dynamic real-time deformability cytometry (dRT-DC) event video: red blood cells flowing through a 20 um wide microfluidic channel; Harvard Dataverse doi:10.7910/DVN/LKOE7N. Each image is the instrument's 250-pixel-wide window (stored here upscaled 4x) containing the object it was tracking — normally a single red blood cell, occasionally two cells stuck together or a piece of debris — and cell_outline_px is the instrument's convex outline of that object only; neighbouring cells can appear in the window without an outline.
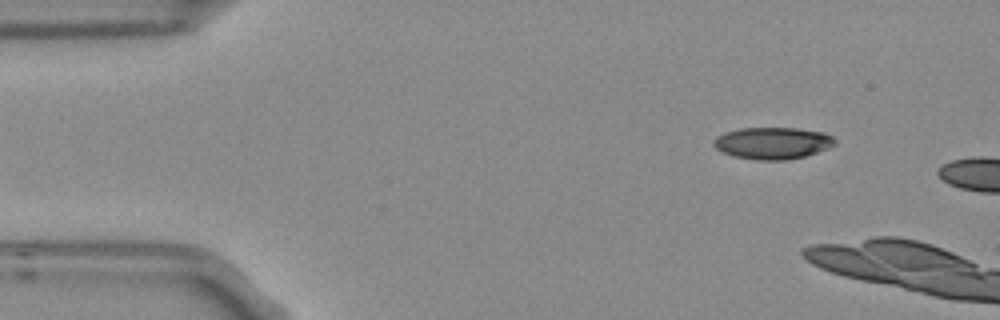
{"species": "Egyptian fruit bat (a non-hibernating species)", "species_latin": "Rousettus aegyptiacus", "temperature_condition": "room temperature", "stored_images_in_passage": 4, "segment_of_instrument_passage": [2, 2], "camera_frame_rate_fps": 3000, "um_per_image_px": 0.085, "frame": {"image": 1, "passage_image": 4, "time_ms": 1.0, "image_size_px": [1000, 320], "cell_outline_px": [[836, 144], [828, 148], [804, 156], [788, 160], [756, 160], [732, 156], [716, 148], [712, 144], [712, 140], [716, 136], [724, 132], [740, 128], [796, 128], [824, 132], [832, 136], [836, 140]], "centroid_in_image_um": [65.65, 12.16], "position_along_channel_um": 19.3, "area_um2": 22.66}}